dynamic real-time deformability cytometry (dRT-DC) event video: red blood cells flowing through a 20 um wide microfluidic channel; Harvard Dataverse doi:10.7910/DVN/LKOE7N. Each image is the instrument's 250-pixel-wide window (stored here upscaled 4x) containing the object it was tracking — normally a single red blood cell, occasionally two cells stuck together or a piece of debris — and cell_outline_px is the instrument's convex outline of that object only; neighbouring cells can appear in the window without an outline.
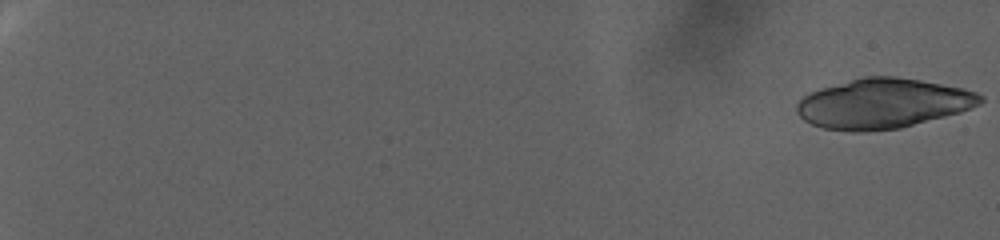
{"species": "human", "species_latin": "Homo sapiens", "temperature_condition": "warm", "stored_images_in_passage": 41, "camera_frame_rate_fps": 3000, "um_per_image_px": 0.085, "donor": {"sex": "female"}, "frame": {"image": 1, "passage_image": 1, "time_ms": 0.0, "image_size_px": [1000, 240], "cell_outline_px": [[984, 100], [980, 104], [960, 112], [900, 128], [864, 132], [852, 132], [824, 128], [812, 124], [804, 120], [796, 112], [796, 104], [804, 96], [812, 92], [824, 88], [864, 76], [896, 76], [920, 80], [964, 88], [976, 92], [984, 96]], "centroid_in_image_um": [75.07, 8.8], "position_along_channel_um": 9.9, "area_um2": 53.06}}
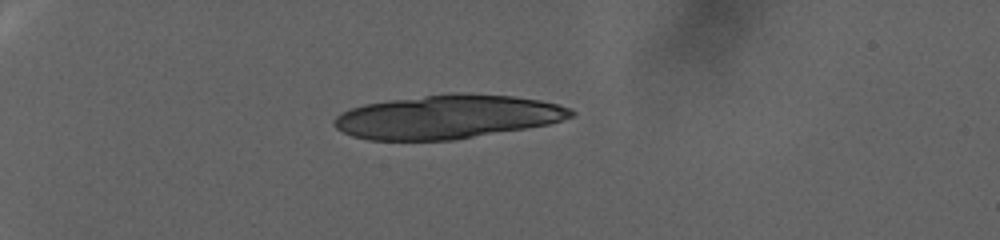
{"frame": {"image": 2, "passage_image": 29, "time_ms": 9.333, "image_size_px": [1000, 240], "cell_outline_px": [[576, 112], [572, 116], [548, 124], [452, 140], [368, 140], [352, 136], [336, 128], [332, 124], [332, 120], [336, 116], [352, 108], [364, 104], [388, 100], [448, 92], [468, 92], [512, 96], [540, 100], [572, 108]], "centroid_in_image_um": [38.0, 9.91], "position_along_channel_um": 47.0, "area_um2": 60.4}}